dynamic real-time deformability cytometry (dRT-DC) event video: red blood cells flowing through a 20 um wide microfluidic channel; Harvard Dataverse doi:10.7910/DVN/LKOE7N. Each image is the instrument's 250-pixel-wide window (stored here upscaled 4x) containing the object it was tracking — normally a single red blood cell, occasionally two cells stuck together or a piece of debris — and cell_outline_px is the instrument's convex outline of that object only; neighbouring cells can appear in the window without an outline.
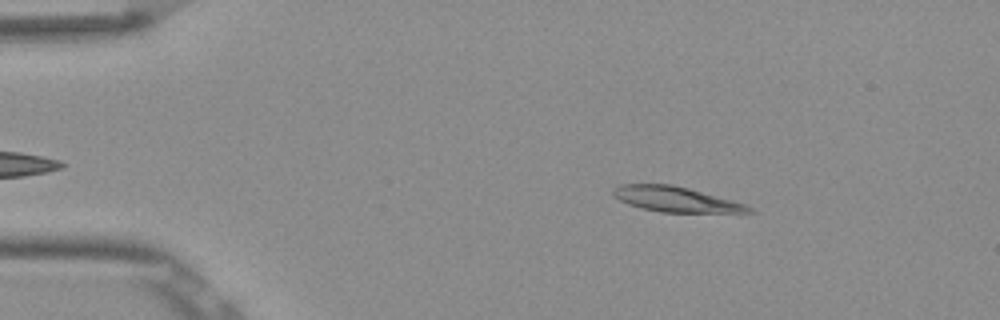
{"species": "Egyptian fruit bat (a non-hibernating species)", "species_latin": "Rousettus aegyptiacus", "temperature_condition": "room temperature", "stored_images_in_passage": 51, "camera_frame_rate_fps": 3000, "um_per_image_px": 0.085, "frame": {"image": 1, "passage_image": 7, "time_ms": 2.0, "image_size_px": [1000, 320], "cell_outline_px": [[756, 212], [660, 212], [640, 208], [628, 204], [612, 196], [612, 188], [620, 184], [672, 184], [688, 188], [732, 200], [744, 204], [752, 208]], "centroid_in_image_um": [57.37, 16.93], "position_along_channel_um": 27.6, "area_um2": 19.83}}
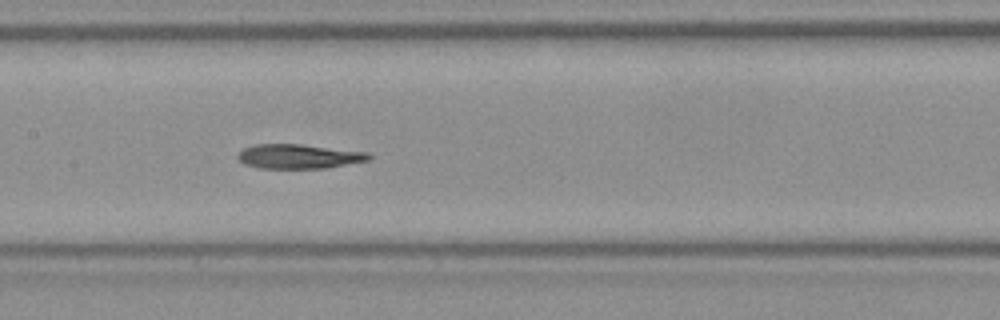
{"frame": {"image": 2, "passage_image": 24, "time_ms": 7.667, "image_size_px": [1000, 320], "cell_outline_px": [[372, 156], [368, 160], [324, 168], [260, 168], [244, 164], [236, 156], [244, 148], [256, 144], [300, 144], [368, 152]], "centroid_in_image_um": [25.38, 13.29], "position_along_channel_um": 182.0, "area_um2": 18.44}}
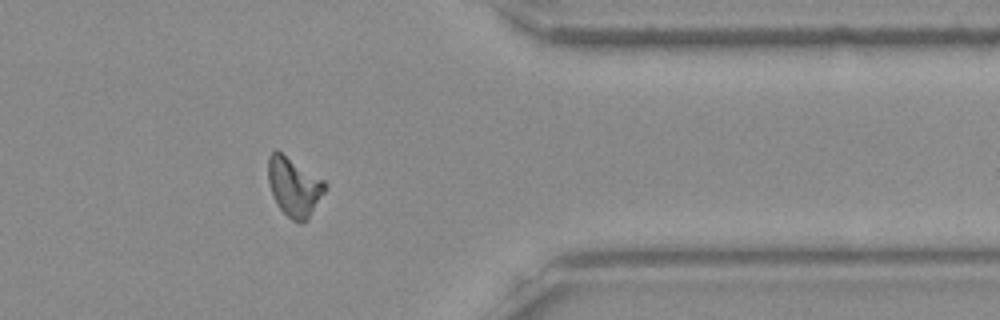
{"frame": {"image": 3, "passage_image": 41, "time_ms": 13.333, "image_size_px": [1000, 320], "cell_outline_px": [[328, 184], [324, 192], [308, 220], [304, 224], [300, 224], [292, 220], [276, 204], [272, 196], [268, 180], [268, 156], [276, 148], [324, 180]], "centroid_in_image_um": [24.99, 15.88], "position_along_channel_um": 386.4, "area_um2": 19.77}, "authors_computed_cell_mechanics": {"area_um2": 19.363, "velocity_mm_per_s": 3.872, "shape_relaxation_time_tau1_ms": 9.2407, "shape_relaxation_time_tau2_ms": 9.8773, "deformation_change_tau1": 0.2872, "deformation_change_tau2": 0.2261}}